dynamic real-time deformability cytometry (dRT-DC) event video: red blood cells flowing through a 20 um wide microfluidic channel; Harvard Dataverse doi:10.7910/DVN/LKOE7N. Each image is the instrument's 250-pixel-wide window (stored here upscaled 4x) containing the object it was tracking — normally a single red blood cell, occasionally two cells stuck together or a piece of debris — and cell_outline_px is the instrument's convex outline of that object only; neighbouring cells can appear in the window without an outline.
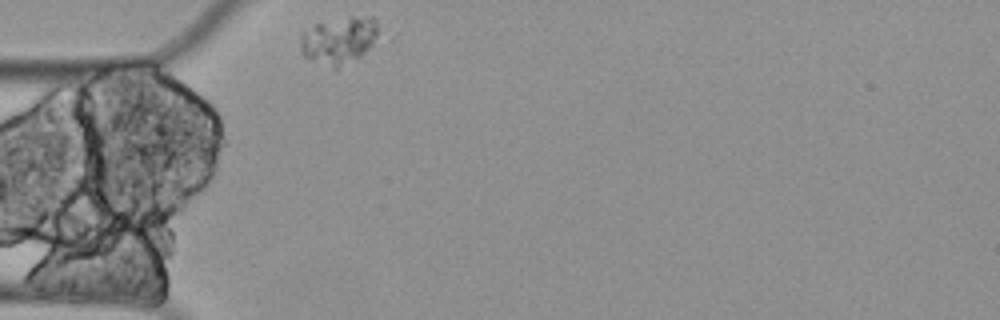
{"species": "Egyptian fruit bat (a non-hibernating species)", "species_latin": "Rousettus aegyptiacus", "temperature_condition": "cold", "stored_images_in_passage": 2, "camera_frame_rate_fps": 3000, "um_per_image_px": 0.085, "animal": {"sex": "female"}, "frame": {"image": 1, "passage_image": 1, "time_ms": 0.0, "image_size_px": [1000, 320], "cell_outline_px": [[376, 36], [372, 44], [360, 56], [336, 68], [332, 68], [312, 60], [304, 56], [300, 52], [300, 36], [304, 32], [316, 24], [348, 16], [372, 16], [376, 20]], "centroid_in_image_um": [28.78, 3.41], "position_along_channel_um": 56.2, "area_um2": 21.04}}